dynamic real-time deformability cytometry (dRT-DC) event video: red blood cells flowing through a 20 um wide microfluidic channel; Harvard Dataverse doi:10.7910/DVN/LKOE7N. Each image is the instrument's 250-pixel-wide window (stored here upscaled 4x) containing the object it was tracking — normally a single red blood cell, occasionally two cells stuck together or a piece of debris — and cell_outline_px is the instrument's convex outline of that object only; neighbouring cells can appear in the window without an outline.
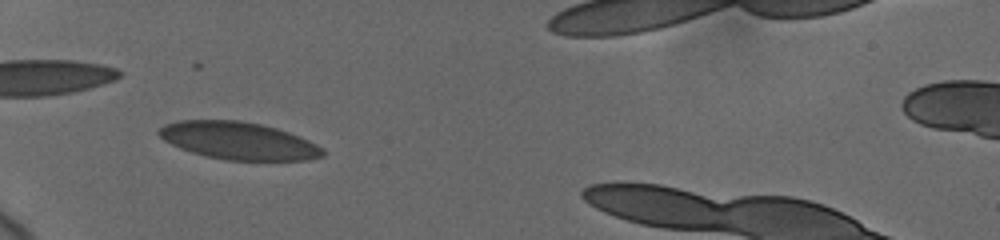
{"species": "human", "species_latin": "Homo sapiens", "temperature_condition": "cold", "stored_images_in_passage": 3, "camera_frame_rate_fps": 3000, "um_per_image_px": 0.085, "donor": {"sex": "female"}, "frame": {"image": 1, "passage_image": 2, "time_ms": 1.0, "image_size_px": [1000, 240], "cell_outline_px": [[324, 156], [308, 160], [224, 160], [204, 156], [180, 148], [164, 140], [156, 132], [164, 124], [180, 120], [240, 120], [260, 124], [276, 128], [300, 136], [324, 148]], "centroid_in_image_um": [20.27, 11.96], "position_along_channel_um": 64.7, "area_um2": 35.84}}